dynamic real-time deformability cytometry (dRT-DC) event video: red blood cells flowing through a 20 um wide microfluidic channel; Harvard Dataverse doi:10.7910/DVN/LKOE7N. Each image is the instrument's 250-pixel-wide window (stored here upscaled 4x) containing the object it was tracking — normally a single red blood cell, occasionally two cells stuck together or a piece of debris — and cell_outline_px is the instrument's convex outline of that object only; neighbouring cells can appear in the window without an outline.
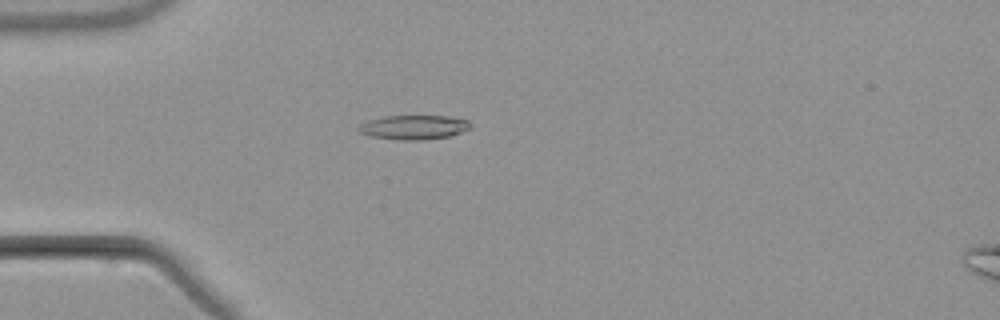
{"species": "common noctule bat (a hibernating species)", "species_latin": "Nyctalus noctula", "temperature_condition": "warm", "stored_images_in_passage": 4, "camera_frame_rate_fps": 3000, "um_per_image_px": 0.085, "animal": {"sex": "male", "body_mass_g": 21.5, "forearm_length_mm": 52.0}, "frame": {"image": 1, "passage_image": 4, "time_ms": 3.667, "image_size_px": [1000, 320], "cell_outline_px": [[472, 128], [448, 136], [424, 140], [400, 140], [372, 136], [360, 132], [356, 128], [360, 124], [368, 120], [380, 116], [448, 116], [468, 120], [472, 124]], "centroid_in_image_um": [35.17, 10.81], "position_along_channel_um": 49.8, "area_um2": 15.9}}